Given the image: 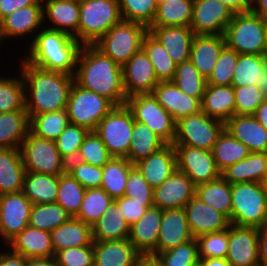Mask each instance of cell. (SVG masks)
I'll return each instance as SVG.
<instances>
[{"label":"cell","mask_w":267,"mask_h":266,"mask_svg":"<svg viewBox=\"0 0 267 266\" xmlns=\"http://www.w3.org/2000/svg\"><path fill=\"white\" fill-rule=\"evenodd\" d=\"M234 15L232 10L219 0H194L190 28L195 35H224Z\"/></svg>","instance_id":"cell-15"},{"label":"cell","mask_w":267,"mask_h":266,"mask_svg":"<svg viewBox=\"0 0 267 266\" xmlns=\"http://www.w3.org/2000/svg\"><path fill=\"white\" fill-rule=\"evenodd\" d=\"M195 196L226 215L231 222V184L225 181L221 176L208 183L195 186Z\"/></svg>","instance_id":"cell-40"},{"label":"cell","mask_w":267,"mask_h":266,"mask_svg":"<svg viewBox=\"0 0 267 266\" xmlns=\"http://www.w3.org/2000/svg\"><path fill=\"white\" fill-rule=\"evenodd\" d=\"M142 177L154 189L177 170V158L172 144H166L148 158L135 164Z\"/></svg>","instance_id":"cell-26"},{"label":"cell","mask_w":267,"mask_h":266,"mask_svg":"<svg viewBox=\"0 0 267 266\" xmlns=\"http://www.w3.org/2000/svg\"><path fill=\"white\" fill-rule=\"evenodd\" d=\"M85 162L94 166L103 167L112 156L95 131H90L79 148Z\"/></svg>","instance_id":"cell-56"},{"label":"cell","mask_w":267,"mask_h":266,"mask_svg":"<svg viewBox=\"0 0 267 266\" xmlns=\"http://www.w3.org/2000/svg\"><path fill=\"white\" fill-rule=\"evenodd\" d=\"M28 131L26 110L0 113V148L20 149Z\"/></svg>","instance_id":"cell-37"},{"label":"cell","mask_w":267,"mask_h":266,"mask_svg":"<svg viewBox=\"0 0 267 266\" xmlns=\"http://www.w3.org/2000/svg\"><path fill=\"white\" fill-rule=\"evenodd\" d=\"M173 146L176 152L177 170L185 173L195 186L221 176L212 151L186 145Z\"/></svg>","instance_id":"cell-13"},{"label":"cell","mask_w":267,"mask_h":266,"mask_svg":"<svg viewBox=\"0 0 267 266\" xmlns=\"http://www.w3.org/2000/svg\"><path fill=\"white\" fill-rule=\"evenodd\" d=\"M126 106L135 121L150 127L166 144H173L176 136V121L151 93L129 96Z\"/></svg>","instance_id":"cell-11"},{"label":"cell","mask_w":267,"mask_h":266,"mask_svg":"<svg viewBox=\"0 0 267 266\" xmlns=\"http://www.w3.org/2000/svg\"><path fill=\"white\" fill-rule=\"evenodd\" d=\"M265 56L267 57V21H265Z\"/></svg>","instance_id":"cell-74"},{"label":"cell","mask_w":267,"mask_h":266,"mask_svg":"<svg viewBox=\"0 0 267 266\" xmlns=\"http://www.w3.org/2000/svg\"><path fill=\"white\" fill-rule=\"evenodd\" d=\"M25 109V86L21 77L0 76V113Z\"/></svg>","instance_id":"cell-50"},{"label":"cell","mask_w":267,"mask_h":266,"mask_svg":"<svg viewBox=\"0 0 267 266\" xmlns=\"http://www.w3.org/2000/svg\"><path fill=\"white\" fill-rule=\"evenodd\" d=\"M89 132L90 131L84 127L69 123L55 140L61 157L79 150Z\"/></svg>","instance_id":"cell-59"},{"label":"cell","mask_w":267,"mask_h":266,"mask_svg":"<svg viewBox=\"0 0 267 266\" xmlns=\"http://www.w3.org/2000/svg\"><path fill=\"white\" fill-rule=\"evenodd\" d=\"M25 173L20 149L0 148V195L22 192Z\"/></svg>","instance_id":"cell-33"},{"label":"cell","mask_w":267,"mask_h":266,"mask_svg":"<svg viewBox=\"0 0 267 266\" xmlns=\"http://www.w3.org/2000/svg\"><path fill=\"white\" fill-rule=\"evenodd\" d=\"M194 196L195 185L179 170L153 189L154 206L161 210L184 208Z\"/></svg>","instance_id":"cell-18"},{"label":"cell","mask_w":267,"mask_h":266,"mask_svg":"<svg viewBox=\"0 0 267 266\" xmlns=\"http://www.w3.org/2000/svg\"><path fill=\"white\" fill-rule=\"evenodd\" d=\"M152 258L160 266H191L200 259L197 240L194 238L175 248L155 254Z\"/></svg>","instance_id":"cell-52"},{"label":"cell","mask_w":267,"mask_h":266,"mask_svg":"<svg viewBox=\"0 0 267 266\" xmlns=\"http://www.w3.org/2000/svg\"><path fill=\"white\" fill-rule=\"evenodd\" d=\"M74 78L78 85L106 97L115 106L126 104L128 97L123 86L122 66L93 44L82 45Z\"/></svg>","instance_id":"cell-2"},{"label":"cell","mask_w":267,"mask_h":266,"mask_svg":"<svg viewBox=\"0 0 267 266\" xmlns=\"http://www.w3.org/2000/svg\"><path fill=\"white\" fill-rule=\"evenodd\" d=\"M85 188L71 175H59V187L56 203L62 206L71 217L80 211L85 195Z\"/></svg>","instance_id":"cell-49"},{"label":"cell","mask_w":267,"mask_h":266,"mask_svg":"<svg viewBox=\"0 0 267 266\" xmlns=\"http://www.w3.org/2000/svg\"><path fill=\"white\" fill-rule=\"evenodd\" d=\"M30 42L28 55L23 58L26 62L47 71L75 75L82 44L74 37L44 26Z\"/></svg>","instance_id":"cell-3"},{"label":"cell","mask_w":267,"mask_h":266,"mask_svg":"<svg viewBox=\"0 0 267 266\" xmlns=\"http://www.w3.org/2000/svg\"><path fill=\"white\" fill-rule=\"evenodd\" d=\"M199 258H226L228 253V228L223 231L207 233L196 238Z\"/></svg>","instance_id":"cell-54"},{"label":"cell","mask_w":267,"mask_h":266,"mask_svg":"<svg viewBox=\"0 0 267 266\" xmlns=\"http://www.w3.org/2000/svg\"><path fill=\"white\" fill-rule=\"evenodd\" d=\"M62 169L63 174H71L79 165L85 162L84 156L80 153V150H76L62 156Z\"/></svg>","instance_id":"cell-63"},{"label":"cell","mask_w":267,"mask_h":266,"mask_svg":"<svg viewBox=\"0 0 267 266\" xmlns=\"http://www.w3.org/2000/svg\"><path fill=\"white\" fill-rule=\"evenodd\" d=\"M70 218V214L57 203L33 204L29 226L51 232Z\"/></svg>","instance_id":"cell-46"},{"label":"cell","mask_w":267,"mask_h":266,"mask_svg":"<svg viewBox=\"0 0 267 266\" xmlns=\"http://www.w3.org/2000/svg\"><path fill=\"white\" fill-rule=\"evenodd\" d=\"M211 151L220 172L240 162L250 154L249 149L226 129L218 136L217 142Z\"/></svg>","instance_id":"cell-41"},{"label":"cell","mask_w":267,"mask_h":266,"mask_svg":"<svg viewBox=\"0 0 267 266\" xmlns=\"http://www.w3.org/2000/svg\"><path fill=\"white\" fill-rule=\"evenodd\" d=\"M58 187L59 175L26 171L22 192L33 204H52L56 203Z\"/></svg>","instance_id":"cell-35"},{"label":"cell","mask_w":267,"mask_h":266,"mask_svg":"<svg viewBox=\"0 0 267 266\" xmlns=\"http://www.w3.org/2000/svg\"><path fill=\"white\" fill-rule=\"evenodd\" d=\"M148 27L131 21L121 20L93 45L103 54L123 66L135 53L142 49Z\"/></svg>","instance_id":"cell-5"},{"label":"cell","mask_w":267,"mask_h":266,"mask_svg":"<svg viewBox=\"0 0 267 266\" xmlns=\"http://www.w3.org/2000/svg\"><path fill=\"white\" fill-rule=\"evenodd\" d=\"M225 129L250 152L267 151V130L254 115H234L225 123Z\"/></svg>","instance_id":"cell-28"},{"label":"cell","mask_w":267,"mask_h":266,"mask_svg":"<svg viewBox=\"0 0 267 266\" xmlns=\"http://www.w3.org/2000/svg\"><path fill=\"white\" fill-rule=\"evenodd\" d=\"M224 129L223 121L200 111L176 121V136L172 145H186L211 151Z\"/></svg>","instance_id":"cell-10"},{"label":"cell","mask_w":267,"mask_h":266,"mask_svg":"<svg viewBox=\"0 0 267 266\" xmlns=\"http://www.w3.org/2000/svg\"><path fill=\"white\" fill-rule=\"evenodd\" d=\"M165 145L166 143L150 127L142 122L134 121L132 142L126 158L135 165Z\"/></svg>","instance_id":"cell-38"},{"label":"cell","mask_w":267,"mask_h":266,"mask_svg":"<svg viewBox=\"0 0 267 266\" xmlns=\"http://www.w3.org/2000/svg\"><path fill=\"white\" fill-rule=\"evenodd\" d=\"M258 236V228L229 226L226 259L231 266H259Z\"/></svg>","instance_id":"cell-16"},{"label":"cell","mask_w":267,"mask_h":266,"mask_svg":"<svg viewBox=\"0 0 267 266\" xmlns=\"http://www.w3.org/2000/svg\"><path fill=\"white\" fill-rule=\"evenodd\" d=\"M25 263L26 258L11 249L7 252H2V250L0 252V266H25Z\"/></svg>","instance_id":"cell-64"},{"label":"cell","mask_w":267,"mask_h":266,"mask_svg":"<svg viewBox=\"0 0 267 266\" xmlns=\"http://www.w3.org/2000/svg\"><path fill=\"white\" fill-rule=\"evenodd\" d=\"M148 32L166 49L176 65L190 60L195 33L186 26L148 27Z\"/></svg>","instance_id":"cell-23"},{"label":"cell","mask_w":267,"mask_h":266,"mask_svg":"<svg viewBox=\"0 0 267 266\" xmlns=\"http://www.w3.org/2000/svg\"><path fill=\"white\" fill-rule=\"evenodd\" d=\"M69 123L66 109L52 111L32 116L29 131L37 137L55 141Z\"/></svg>","instance_id":"cell-43"},{"label":"cell","mask_w":267,"mask_h":266,"mask_svg":"<svg viewBox=\"0 0 267 266\" xmlns=\"http://www.w3.org/2000/svg\"><path fill=\"white\" fill-rule=\"evenodd\" d=\"M32 205L23 192L0 195V237L5 245L29 225Z\"/></svg>","instance_id":"cell-14"},{"label":"cell","mask_w":267,"mask_h":266,"mask_svg":"<svg viewBox=\"0 0 267 266\" xmlns=\"http://www.w3.org/2000/svg\"><path fill=\"white\" fill-rule=\"evenodd\" d=\"M235 93V114L254 115L265 97L258 85L233 87Z\"/></svg>","instance_id":"cell-55"},{"label":"cell","mask_w":267,"mask_h":266,"mask_svg":"<svg viewBox=\"0 0 267 266\" xmlns=\"http://www.w3.org/2000/svg\"><path fill=\"white\" fill-rule=\"evenodd\" d=\"M94 266H135L142 258L128 238L94 241Z\"/></svg>","instance_id":"cell-30"},{"label":"cell","mask_w":267,"mask_h":266,"mask_svg":"<svg viewBox=\"0 0 267 266\" xmlns=\"http://www.w3.org/2000/svg\"><path fill=\"white\" fill-rule=\"evenodd\" d=\"M123 86L126 96L151 93L160 82L154 67L143 49L135 53L122 66Z\"/></svg>","instance_id":"cell-17"},{"label":"cell","mask_w":267,"mask_h":266,"mask_svg":"<svg viewBox=\"0 0 267 266\" xmlns=\"http://www.w3.org/2000/svg\"><path fill=\"white\" fill-rule=\"evenodd\" d=\"M194 0H167L159 2L152 24L149 27H190Z\"/></svg>","instance_id":"cell-39"},{"label":"cell","mask_w":267,"mask_h":266,"mask_svg":"<svg viewBox=\"0 0 267 266\" xmlns=\"http://www.w3.org/2000/svg\"><path fill=\"white\" fill-rule=\"evenodd\" d=\"M71 175L85 188H101L102 167L94 166L89 163L79 165Z\"/></svg>","instance_id":"cell-61"},{"label":"cell","mask_w":267,"mask_h":266,"mask_svg":"<svg viewBox=\"0 0 267 266\" xmlns=\"http://www.w3.org/2000/svg\"><path fill=\"white\" fill-rule=\"evenodd\" d=\"M20 74L25 86V109L30 119L34 115L65 110L74 75L47 71L36 67L23 58Z\"/></svg>","instance_id":"cell-1"},{"label":"cell","mask_w":267,"mask_h":266,"mask_svg":"<svg viewBox=\"0 0 267 266\" xmlns=\"http://www.w3.org/2000/svg\"><path fill=\"white\" fill-rule=\"evenodd\" d=\"M39 0H0V22L22 7L35 5Z\"/></svg>","instance_id":"cell-62"},{"label":"cell","mask_w":267,"mask_h":266,"mask_svg":"<svg viewBox=\"0 0 267 266\" xmlns=\"http://www.w3.org/2000/svg\"><path fill=\"white\" fill-rule=\"evenodd\" d=\"M25 266H57L55 257L51 258H26Z\"/></svg>","instance_id":"cell-68"},{"label":"cell","mask_w":267,"mask_h":266,"mask_svg":"<svg viewBox=\"0 0 267 266\" xmlns=\"http://www.w3.org/2000/svg\"><path fill=\"white\" fill-rule=\"evenodd\" d=\"M124 196L137 202H153V188L142 177L135 165L129 170Z\"/></svg>","instance_id":"cell-57"},{"label":"cell","mask_w":267,"mask_h":266,"mask_svg":"<svg viewBox=\"0 0 267 266\" xmlns=\"http://www.w3.org/2000/svg\"><path fill=\"white\" fill-rule=\"evenodd\" d=\"M114 201L118 204L129 226L135 224L148 208L154 206L153 202H137L127 196L116 198Z\"/></svg>","instance_id":"cell-60"},{"label":"cell","mask_w":267,"mask_h":266,"mask_svg":"<svg viewBox=\"0 0 267 266\" xmlns=\"http://www.w3.org/2000/svg\"><path fill=\"white\" fill-rule=\"evenodd\" d=\"M205 266H231L226 258L200 259Z\"/></svg>","instance_id":"cell-70"},{"label":"cell","mask_w":267,"mask_h":266,"mask_svg":"<svg viewBox=\"0 0 267 266\" xmlns=\"http://www.w3.org/2000/svg\"><path fill=\"white\" fill-rule=\"evenodd\" d=\"M57 266H94L93 245L67 248L55 254Z\"/></svg>","instance_id":"cell-58"},{"label":"cell","mask_w":267,"mask_h":266,"mask_svg":"<svg viewBox=\"0 0 267 266\" xmlns=\"http://www.w3.org/2000/svg\"><path fill=\"white\" fill-rule=\"evenodd\" d=\"M134 117L125 105L115 106L94 130L112 157L126 158L132 142Z\"/></svg>","instance_id":"cell-9"},{"label":"cell","mask_w":267,"mask_h":266,"mask_svg":"<svg viewBox=\"0 0 267 266\" xmlns=\"http://www.w3.org/2000/svg\"><path fill=\"white\" fill-rule=\"evenodd\" d=\"M132 166L127 158L112 157L102 167L101 188L113 199L124 196L127 177Z\"/></svg>","instance_id":"cell-42"},{"label":"cell","mask_w":267,"mask_h":266,"mask_svg":"<svg viewBox=\"0 0 267 266\" xmlns=\"http://www.w3.org/2000/svg\"><path fill=\"white\" fill-rule=\"evenodd\" d=\"M122 20L149 27L156 15L157 0H118Z\"/></svg>","instance_id":"cell-51"},{"label":"cell","mask_w":267,"mask_h":266,"mask_svg":"<svg viewBox=\"0 0 267 266\" xmlns=\"http://www.w3.org/2000/svg\"><path fill=\"white\" fill-rule=\"evenodd\" d=\"M263 192L266 194L267 196V174L264 176L263 180L260 182Z\"/></svg>","instance_id":"cell-73"},{"label":"cell","mask_w":267,"mask_h":266,"mask_svg":"<svg viewBox=\"0 0 267 266\" xmlns=\"http://www.w3.org/2000/svg\"><path fill=\"white\" fill-rule=\"evenodd\" d=\"M20 151L27 172L49 175L63 173L62 157L55 141L37 137L28 131Z\"/></svg>","instance_id":"cell-12"},{"label":"cell","mask_w":267,"mask_h":266,"mask_svg":"<svg viewBox=\"0 0 267 266\" xmlns=\"http://www.w3.org/2000/svg\"><path fill=\"white\" fill-rule=\"evenodd\" d=\"M184 94L202 100L207 80L199 73L194 64L188 60L176 65V73L171 80Z\"/></svg>","instance_id":"cell-47"},{"label":"cell","mask_w":267,"mask_h":266,"mask_svg":"<svg viewBox=\"0 0 267 266\" xmlns=\"http://www.w3.org/2000/svg\"><path fill=\"white\" fill-rule=\"evenodd\" d=\"M50 234L55 254L67 248L93 245L94 242L92 226L76 217H71Z\"/></svg>","instance_id":"cell-32"},{"label":"cell","mask_w":267,"mask_h":266,"mask_svg":"<svg viewBox=\"0 0 267 266\" xmlns=\"http://www.w3.org/2000/svg\"><path fill=\"white\" fill-rule=\"evenodd\" d=\"M229 7L234 14L251 11V0H219Z\"/></svg>","instance_id":"cell-66"},{"label":"cell","mask_w":267,"mask_h":266,"mask_svg":"<svg viewBox=\"0 0 267 266\" xmlns=\"http://www.w3.org/2000/svg\"><path fill=\"white\" fill-rule=\"evenodd\" d=\"M142 49L153 64L157 79L159 81H171L176 73V64L163 45L149 32L143 39Z\"/></svg>","instance_id":"cell-45"},{"label":"cell","mask_w":267,"mask_h":266,"mask_svg":"<svg viewBox=\"0 0 267 266\" xmlns=\"http://www.w3.org/2000/svg\"><path fill=\"white\" fill-rule=\"evenodd\" d=\"M114 107L115 105L106 97L84 89L74 81L66 111L71 124L94 131L102 118Z\"/></svg>","instance_id":"cell-8"},{"label":"cell","mask_w":267,"mask_h":266,"mask_svg":"<svg viewBox=\"0 0 267 266\" xmlns=\"http://www.w3.org/2000/svg\"><path fill=\"white\" fill-rule=\"evenodd\" d=\"M3 40H5V37H4V33H3L1 22H0V45L2 44Z\"/></svg>","instance_id":"cell-75"},{"label":"cell","mask_w":267,"mask_h":266,"mask_svg":"<svg viewBox=\"0 0 267 266\" xmlns=\"http://www.w3.org/2000/svg\"><path fill=\"white\" fill-rule=\"evenodd\" d=\"M226 46L224 35H195L191 45L190 61L199 73L207 80L212 74L215 64Z\"/></svg>","instance_id":"cell-27"},{"label":"cell","mask_w":267,"mask_h":266,"mask_svg":"<svg viewBox=\"0 0 267 266\" xmlns=\"http://www.w3.org/2000/svg\"><path fill=\"white\" fill-rule=\"evenodd\" d=\"M94 241L122 240L129 237L130 226L118 204L113 201L104 215L92 226Z\"/></svg>","instance_id":"cell-36"},{"label":"cell","mask_w":267,"mask_h":266,"mask_svg":"<svg viewBox=\"0 0 267 266\" xmlns=\"http://www.w3.org/2000/svg\"><path fill=\"white\" fill-rule=\"evenodd\" d=\"M4 246L25 258L55 257L50 232L29 225Z\"/></svg>","instance_id":"cell-29"},{"label":"cell","mask_w":267,"mask_h":266,"mask_svg":"<svg viewBox=\"0 0 267 266\" xmlns=\"http://www.w3.org/2000/svg\"><path fill=\"white\" fill-rule=\"evenodd\" d=\"M231 200V224L258 229L267 226V196L261 183L231 185Z\"/></svg>","instance_id":"cell-4"},{"label":"cell","mask_w":267,"mask_h":266,"mask_svg":"<svg viewBox=\"0 0 267 266\" xmlns=\"http://www.w3.org/2000/svg\"><path fill=\"white\" fill-rule=\"evenodd\" d=\"M122 20L118 0H86L80 2L78 42L94 44Z\"/></svg>","instance_id":"cell-6"},{"label":"cell","mask_w":267,"mask_h":266,"mask_svg":"<svg viewBox=\"0 0 267 266\" xmlns=\"http://www.w3.org/2000/svg\"><path fill=\"white\" fill-rule=\"evenodd\" d=\"M72 1H76V2H83V1H86V0H72Z\"/></svg>","instance_id":"cell-77"},{"label":"cell","mask_w":267,"mask_h":266,"mask_svg":"<svg viewBox=\"0 0 267 266\" xmlns=\"http://www.w3.org/2000/svg\"><path fill=\"white\" fill-rule=\"evenodd\" d=\"M254 117L263 125L267 130V98L258 106Z\"/></svg>","instance_id":"cell-69"},{"label":"cell","mask_w":267,"mask_h":266,"mask_svg":"<svg viewBox=\"0 0 267 266\" xmlns=\"http://www.w3.org/2000/svg\"><path fill=\"white\" fill-rule=\"evenodd\" d=\"M266 174V154L264 152H250L245 159L223 170L221 177L233 185L243 182L260 183Z\"/></svg>","instance_id":"cell-34"},{"label":"cell","mask_w":267,"mask_h":266,"mask_svg":"<svg viewBox=\"0 0 267 266\" xmlns=\"http://www.w3.org/2000/svg\"><path fill=\"white\" fill-rule=\"evenodd\" d=\"M190 231L194 238L213 232L226 230L230 219L223 213L194 196L185 206Z\"/></svg>","instance_id":"cell-19"},{"label":"cell","mask_w":267,"mask_h":266,"mask_svg":"<svg viewBox=\"0 0 267 266\" xmlns=\"http://www.w3.org/2000/svg\"><path fill=\"white\" fill-rule=\"evenodd\" d=\"M266 69L267 57L265 55L239 54L231 85L233 87L257 85Z\"/></svg>","instance_id":"cell-44"},{"label":"cell","mask_w":267,"mask_h":266,"mask_svg":"<svg viewBox=\"0 0 267 266\" xmlns=\"http://www.w3.org/2000/svg\"><path fill=\"white\" fill-rule=\"evenodd\" d=\"M257 85L263 92L265 98H267V69L263 72L262 77L259 78Z\"/></svg>","instance_id":"cell-71"},{"label":"cell","mask_w":267,"mask_h":266,"mask_svg":"<svg viewBox=\"0 0 267 266\" xmlns=\"http://www.w3.org/2000/svg\"><path fill=\"white\" fill-rule=\"evenodd\" d=\"M239 54L227 45L223 48L212 74L207 79L209 85H231Z\"/></svg>","instance_id":"cell-53"},{"label":"cell","mask_w":267,"mask_h":266,"mask_svg":"<svg viewBox=\"0 0 267 266\" xmlns=\"http://www.w3.org/2000/svg\"><path fill=\"white\" fill-rule=\"evenodd\" d=\"M164 1H167V0H157L158 3H159V2H164Z\"/></svg>","instance_id":"cell-78"},{"label":"cell","mask_w":267,"mask_h":266,"mask_svg":"<svg viewBox=\"0 0 267 266\" xmlns=\"http://www.w3.org/2000/svg\"><path fill=\"white\" fill-rule=\"evenodd\" d=\"M42 2L39 0L35 5L17 9L1 21L6 40L11 37L22 39L28 35L35 36L41 30L40 28L44 27L46 23L43 21Z\"/></svg>","instance_id":"cell-24"},{"label":"cell","mask_w":267,"mask_h":266,"mask_svg":"<svg viewBox=\"0 0 267 266\" xmlns=\"http://www.w3.org/2000/svg\"><path fill=\"white\" fill-rule=\"evenodd\" d=\"M43 21L49 19L45 28L64 32L78 41L80 3L72 0H42ZM53 25V26H52Z\"/></svg>","instance_id":"cell-25"},{"label":"cell","mask_w":267,"mask_h":266,"mask_svg":"<svg viewBox=\"0 0 267 266\" xmlns=\"http://www.w3.org/2000/svg\"><path fill=\"white\" fill-rule=\"evenodd\" d=\"M191 266H205L204 263L199 259L197 262L192 264Z\"/></svg>","instance_id":"cell-76"},{"label":"cell","mask_w":267,"mask_h":266,"mask_svg":"<svg viewBox=\"0 0 267 266\" xmlns=\"http://www.w3.org/2000/svg\"><path fill=\"white\" fill-rule=\"evenodd\" d=\"M251 11L267 21V0H251Z\"/></svg>","instance_id":"cell-67"},{"label":"cell","mask_w":267,"mask_h":266,"mask_svg":"<svg viewBox=\"0 0 267 266\" xmlns=\"http://www.w3.org/2000/svg\"><path fill=\"white\" fill-rule=\"evenodd\" d=\"M162 217L163 210L152 206L130 226L128 239L142 257H153L156 254Z\"/></svg>","instance_id":"cell-20"},{"label":"cell","mask_w":267,"mask_h":266,"mask_svg":"<svg viewBox=\"0 0 267 266\" xmlns=\"http://www.w3.org/2000/svg\"><path fill=\"white\" fill-rule=\"evenodd\" d=\"M235 93L232 85H206L201 111L226 123L235 115Z\"/></svg>","instance_id":"cell-31"},{"label":"cell","mask_w":267,"mask_h":266,"mask_svg":"<svg viewBox=\"0 0 267 266\" xmlns=\"http://www.w3.org/2000/svg\"><path fill=\"white\" fill-rule=\"evenodd\" d=\"M194 239L184 208L163 210L156 254L165 252Z\"/></svg>","instance_id":"cell-22"},{"label":"cell","mask_w":267,"mask_h":266,"mask_svg":"<svg viewBox=\"0 0 267 266\" xmlns=\"http://www.w3.org/2000/svg\"><path fill=\"white\" fill-rule=\"evenodd\" d=\"M135 266H160L152 257H142Z\"/></svg>","instance_id":"cell-72"},{"label":"cell","mask_w":267,"mask_h":266,"mask_svg":"<svg viewBox=\"0 0 267 266\" xmlns=\"http://www.w3.org/2000/svg\"><path fill=\"white\" fill-rule=\"evenodd\" d=\"M151 94L175 121L201 111V101L184 94L172 81H160Z\"/></svg>","instance_id":"cell-21"},{"label":"cell","mask_w":267,"mask_h":266,"mask_svg":"<svg viewBox=\"0 0 267 266\" xmlns=\"http://www.w3.org/2000/svg\"><path fill=\"white\" fill-rule=\"evenodd\" d=\"M113 201L114 199L102 188L86 189L76 218L93 226L104 215Z\"/></svg>","instance_id":"cell-48"},{"label":"cell","mask_w":267,"mask_h":266,"mask_svg":"<svg viewBox=\"0 0 267 266\" xmlns=\"http://www.w3.org/2000/svg\"><path fill=\"white\" fill-rule=\"evenodd\" d=\"M224 37L238 54L265 55V20L252 11L235 14Z\"/></svg>","instance_id":"cell-7"},{"label":"cell","mask_w":267,"mask_h":266,"mask_svg":"<svg viewBox=\"0 0 267 266\" xmlns=\"http://www.w3.org/2000/svg\"><path fill=\"white\" fill-rule=\"evenodd\" d=\"M258 253L259 266H267V226L259 228Z\"/></svg>","instance_id":"cell-65"}]
</instances>
